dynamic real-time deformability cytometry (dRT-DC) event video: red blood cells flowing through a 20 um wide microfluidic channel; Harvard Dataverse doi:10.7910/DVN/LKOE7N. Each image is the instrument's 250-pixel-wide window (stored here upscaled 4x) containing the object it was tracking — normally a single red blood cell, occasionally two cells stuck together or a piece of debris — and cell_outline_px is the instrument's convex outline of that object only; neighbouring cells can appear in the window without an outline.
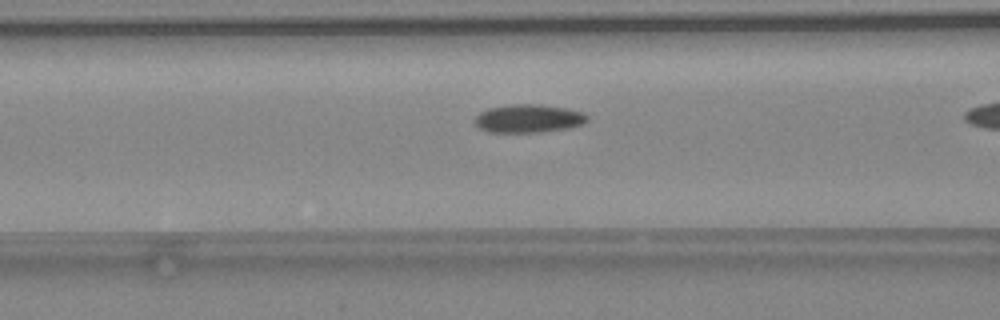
{"species": "common noctule bat (a hibernating species)", "species_latin": "Nyctalus noctula", "temperature_condition": "warm", "stored_images_in_passage": 36, "camera_frame_rate_fps": 3000, "um_per_image_px": 0.085, "animal": {"sex": "female", "body_mass_g": 24.6, "forearm_length_mm": 56.2}, "frame": {"image": 1, "passage_image": 18, "time_ms": 5.667, "image_size_px": [1000, 320], "cell_outline_px": [[588, 120], [584, 124], [568, 128], [544, 132], [488, 132], [480, 128], [472, 120], [480, 112], [488, 108], [508, 104], [540, 104], [568, 108], [584, 112], [588, 116]], "centroid_in_image_um": [44.94, 10.06], "position_along_channel_um": 121.7, "area_um2": 18.84}}
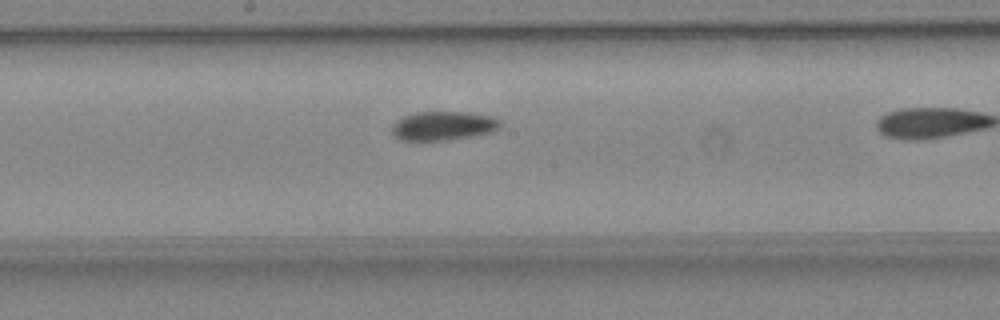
{"frame": {"image": 2, "passage_image": 24, "time_ms": 7.667, "image_size_px": [1000, 320], "cell_outline_px": [[500, 128], [492, 132], [472, 136], [448, 140], [400, 140], [392, 132], [392, 128], [396, 120], [404, 116], [416, 112], [464, 112], [492, 116], [500, 120]], "centroid_in_image_um": [37.69, 10.69], "position_along_channel_um": 210.5, "area_um2": 18.21}}
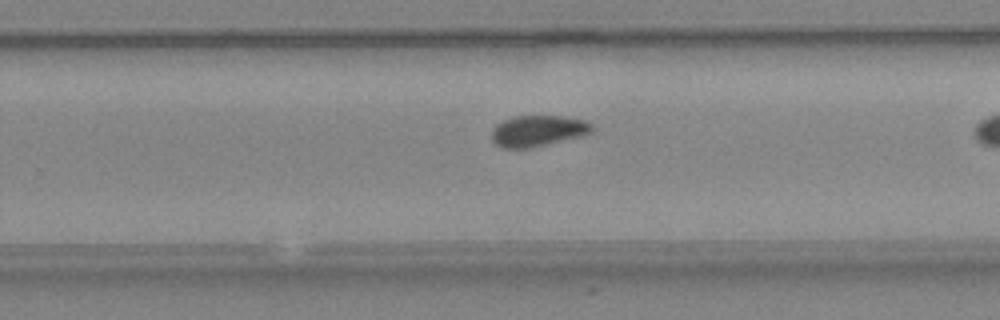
{"frame": {"image": 3, "passage_image": 29, "time_ms": 9.333, "image_size_px": [1000, 320], "cell_outline_px": [[592, 132], [584, 136], [532, 148], [504, 148], [496, 144], [492, 140], [492, 128], [496, 124], [504, 120], [516, 116], [560, 116], [584, 120], [592, 124]], "centroid_in_image_um": [45.73, 11.13], "position_along_channel_um": 284.1, "area_um2": 18.26}}